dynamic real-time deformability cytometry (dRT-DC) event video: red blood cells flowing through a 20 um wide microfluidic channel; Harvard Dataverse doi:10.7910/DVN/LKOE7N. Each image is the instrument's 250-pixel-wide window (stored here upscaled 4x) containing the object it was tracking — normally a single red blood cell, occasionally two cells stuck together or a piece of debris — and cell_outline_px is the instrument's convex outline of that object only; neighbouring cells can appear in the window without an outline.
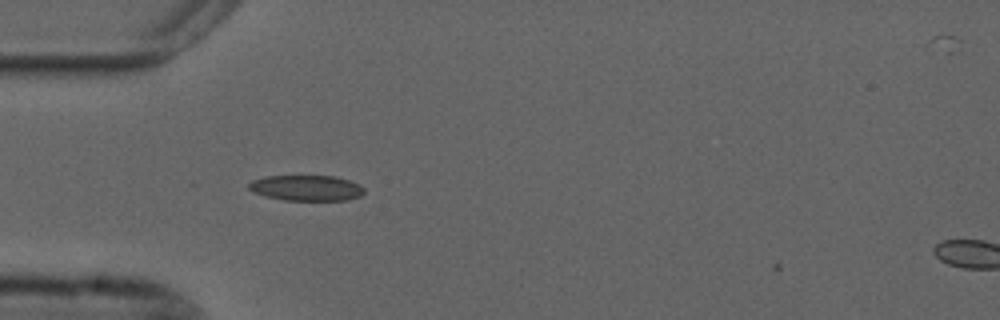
{"species": "common noctule bat (a hibernating species)", "species_latin": "Nyctalus noctula", "temperature_condition": "cold", "stored_images_in_passage": 37, "camera_frame_rate_fps": 3000, "um_per_image_px": 0.085, "animal": {"sex": "male", "forearm_length_mm": 52.5}, "frame": {"image": 1, "passage_image": 1, "time_ms": 0.0, "image_size_px": [1000, 320], "cell_outline_px": [[364, 192], [360, 196], [348, 200], [284, 200], [264, 196], [248, 188], [248, 184], [252, 180], [264, 176], [332, 176], [348, 180], [360, 184], [364, 188]], "centroid_in_image_um": [26.05, 15.97], "position_along_channel_um": 59.0, "area_um2": 17.17}}
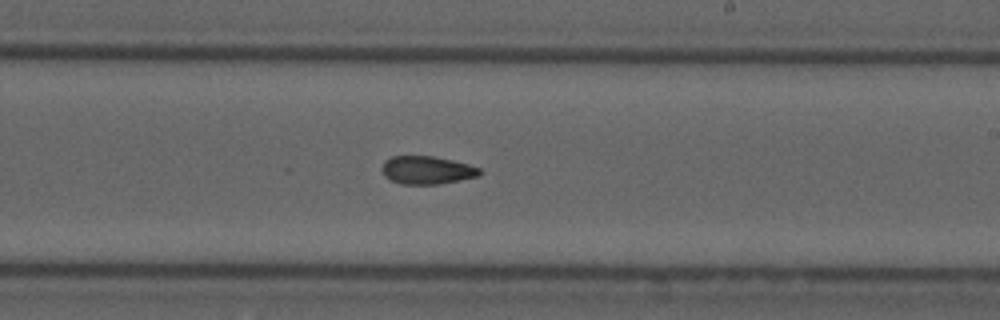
{"frame": {"image": 2, "passage_image": 17, "time_ms": 5.333, "image_size_px": [1000, 320], "cell_outline_px": [[484, 172], [480, 176], [460, 180], [436, 184], [404, 184], [392, 180], [384, 176], [380, 168], [384, 160], [392, 156], [432, 156], [452, 160], [468, 164], [480, 168]], "centroid_in_image_um": [36.3, 14.45], "position_along_channel_um": 252.7, "area_um2": 16.07}}
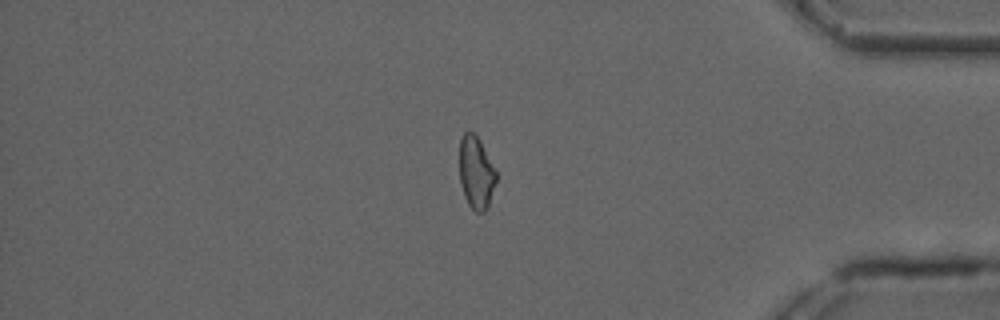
{"frame": {"image": 3, "passage_image": 31, "time_ms": 10.0, "image_size_px": [1000, 320], "cell_outline_px": [[496, 180], [488, 208], [484, 212], [476, 212], [468, 204], [464, 196], [460, 184], [460, 140], [464, 132], [472, 132], [480, 140], [496, 172]], "centroid_in_image_um": [40.46, 14.7], "position_along_channel_um": 394.7, "area_um2": 15.37}}